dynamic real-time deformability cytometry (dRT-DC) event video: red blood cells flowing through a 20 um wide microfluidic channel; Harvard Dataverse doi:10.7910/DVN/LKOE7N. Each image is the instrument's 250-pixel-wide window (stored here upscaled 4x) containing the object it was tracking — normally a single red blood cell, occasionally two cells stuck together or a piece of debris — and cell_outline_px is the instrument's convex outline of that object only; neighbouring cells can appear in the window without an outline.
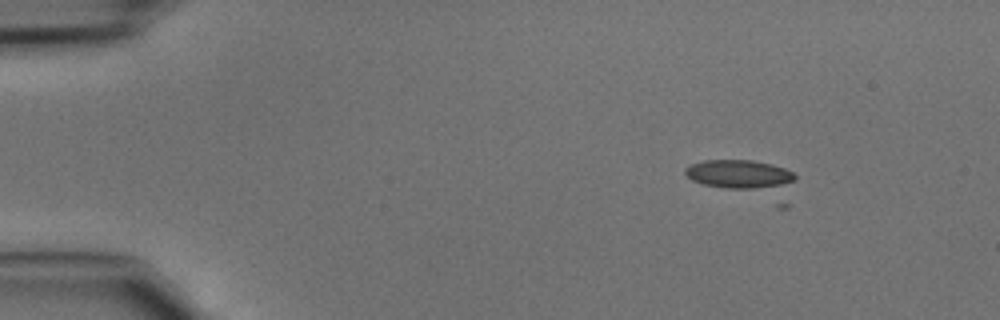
{"species": "common noctule bat (a hibernating species)", "species_latin": "Nyctalus noctula", "temperature_condition": "cold", "stored_images_in_passage": 11, "camera_frame_rate_fps": 3000, "um_per_image_px": 0.085, "animal": {"sex": "male", "body_mass_g": 15.6}, "frame": {"image": 1, "passage_image": 1, "time_ms": 0.0, "image_size_px": [1000, 320], "cell_outline_px": [[796, 180], [780, 184], [752, 188], [728, 188], [704, 184], [692, 180], [684, 172], [684, 168], [692, 164], [704, 160], [752, 160], [772, 164], [784, 168], [792, 172], [796, 176]], "centroid_in_image_um": [62.76, 14.77], "position_along_channel_um": 22.2, "area_um2": 17.69}}